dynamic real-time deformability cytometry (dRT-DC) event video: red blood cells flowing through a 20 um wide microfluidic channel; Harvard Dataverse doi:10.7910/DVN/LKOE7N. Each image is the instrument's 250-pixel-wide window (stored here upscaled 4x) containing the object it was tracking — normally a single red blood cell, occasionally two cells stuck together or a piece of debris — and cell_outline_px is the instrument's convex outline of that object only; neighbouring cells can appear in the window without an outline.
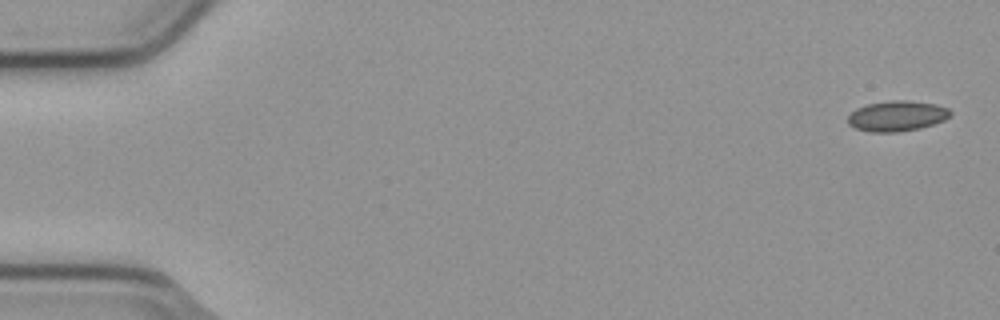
{"species": "common noctule bat (a hibernating species)", "species_latin": "Nyctalus noctula", "temperature_condition": "cold", "stored_images_in_passage": 4, "camera_frame_rate_fps": 3000, "um_per_image_px": 0.085, "animal": {"sex": "male", "body_mass_g": 23.1, "forearm_length_mm": 52.7}, "frame": {"image": 1, "passage_image": 1, "time_ms": 0.0, "image_size_px": [1000, 320], "cell_outline_px": [[952, 112], [944, 120], [920, 128], [896, 132], [868, 132], [856, 128], [848, 124], [848, 116], [856, 108], [868, 104], [892, 100], [904, 100], [936, 104], [948, 108]], "centroid_in_image_um": [76.22, 9.86], "position_along_channel_um": 8.8, "area_um2": 18.03}}